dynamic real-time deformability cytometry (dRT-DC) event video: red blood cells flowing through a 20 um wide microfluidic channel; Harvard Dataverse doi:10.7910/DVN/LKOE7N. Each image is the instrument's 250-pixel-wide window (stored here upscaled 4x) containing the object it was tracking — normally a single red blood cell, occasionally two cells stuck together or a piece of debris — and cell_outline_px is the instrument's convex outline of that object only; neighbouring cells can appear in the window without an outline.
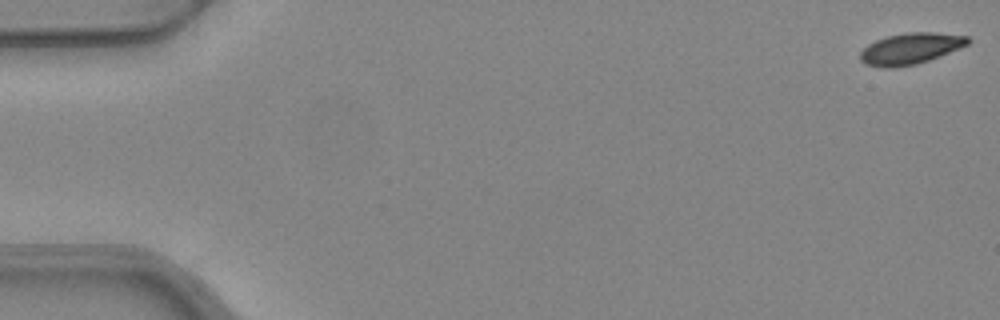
{"species": "common noctule bat (a hibernating species)", "species_latin": "Nyctalus noctula", "temperature_condition": "warm", "stored_images_in_passage": 17, "camera_frame_rate_fps": 3000, "um_per_image_px": 0.085, "animal": {"sex": "female", "body_mass_g": 24.6, "forearm_length_mm": 56.2}, "frame": {"image": 1, "passage_image": 1, "time_ms": 0.0, "image_size_px": [1000, 320], "cell_outline_px": [[972, 40], [968, 44], [940, 56], [916, 64], [896, 68], [884, 68], [864, 64], [860, 60], [860, 52], [868, 44], [876, 40], [888, 36], [908, 32], [932, 32], [968, 36]], "centroid_in_image_um": [77.38, 4.14], "position_along_channel_um": 7.6, "area_um2": 19.59}}
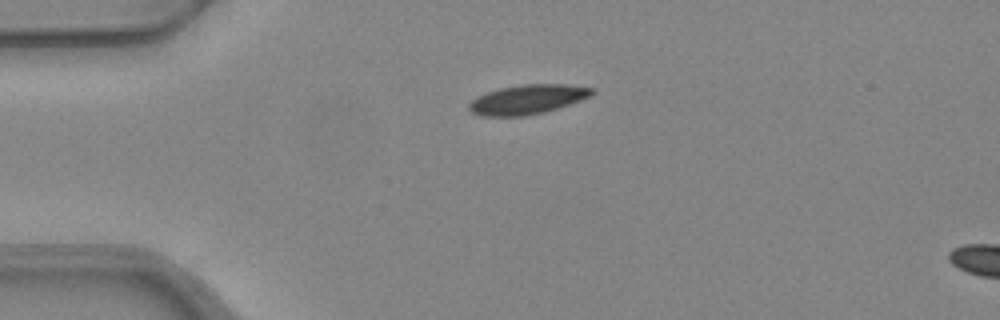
{"frame": {"image": 2, "passage_image": 13, "time_ms": 4.0, "image_size_px": [1000, 320], "cell_outline_px": [[596, 92], [592, 96], [544, 112], [524, 116], [480, 116], [472, 112], [468, 108], [468, 104], [472, 100], [488, 92], [500, 88], [520, 84], [564, 84], [596, 88]], "centroid_in_image_um": [44.87, 8.44], "position_along_channel_um": 40.1, "area_um2": 21.04}}